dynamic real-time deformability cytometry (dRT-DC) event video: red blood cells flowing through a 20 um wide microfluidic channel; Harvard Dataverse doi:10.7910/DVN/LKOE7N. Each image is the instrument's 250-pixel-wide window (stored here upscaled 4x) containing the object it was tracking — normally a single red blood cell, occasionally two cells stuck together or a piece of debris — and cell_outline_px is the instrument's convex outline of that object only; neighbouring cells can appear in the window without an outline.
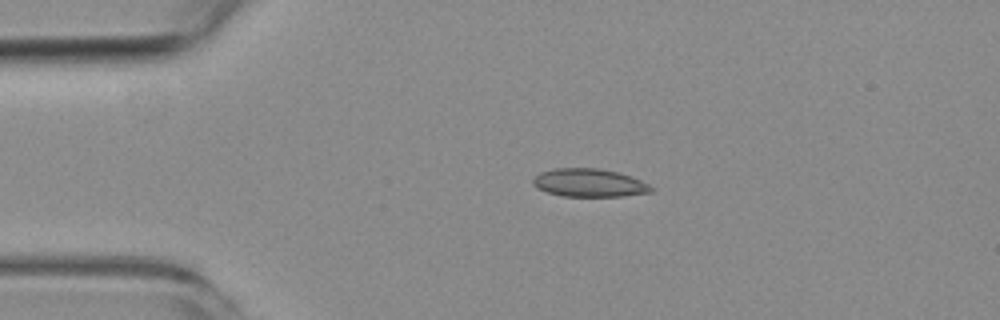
{"species": "common noctule bat (a hibernating species)", "species_latin": "Nyctalus noctula", "temperature_condition": "room temperature", "stored_images_in_passage": 6, "camera_frame_rate_fps": 3000, "um_per_image_px": 0.085, "animal": {"sex": "female", "body_mass_g": 19.3, "forearm_length_mm": 54.1}, "frame": {"image": 1, "passage_image": 6, "time_ms": 9.333, "image_size_px": [1000, 320], "cell_outline_px": [[656, 188], [652, 192], [624, 196], [564, 196], [548, 192], [536, 188], [532, 184], [532, 180], [540, 172], [556, 168], [596, 168], [616, 172], [632, 176]], "centroid_in_image_um": [50.1, 15.54], "position_along_channel_um": 34.9, "area_um2": 19.36}}